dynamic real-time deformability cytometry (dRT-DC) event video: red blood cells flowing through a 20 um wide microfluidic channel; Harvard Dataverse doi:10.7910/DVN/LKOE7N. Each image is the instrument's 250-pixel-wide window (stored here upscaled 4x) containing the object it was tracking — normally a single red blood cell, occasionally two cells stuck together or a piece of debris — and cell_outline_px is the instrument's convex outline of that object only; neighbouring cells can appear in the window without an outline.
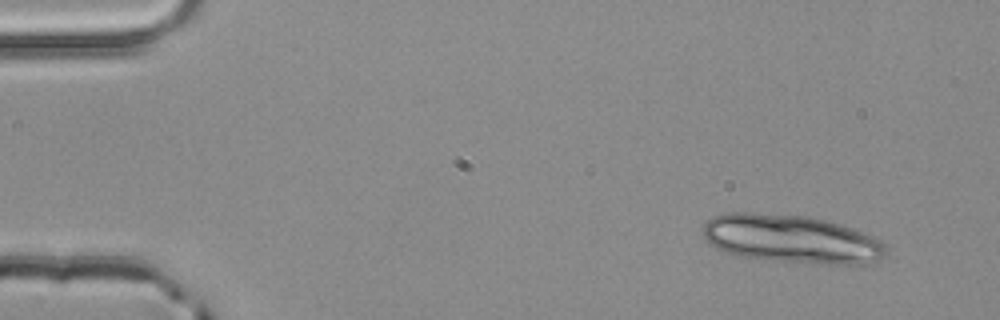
{"species": "common noctule bat (a hibernating species)", "species_latin": "Nyctalus noctula", "temperature_condition": "room temperature", "stored_images_in_passage": 3, "camera_frame_rate_fps": 3000, "um_per_image_px": 0.085, "animal": {"sex": "male", "body_mass_g": 20.4}, "frame": {"image": 1, "passage_image": 1, "time_ms": 0.0, "image_size_px": [1000, 320], "cell_outline_px": [[888, 248], [884, 256], [880, 260], [868, 264], [824, 264], [780, 260], [744, 256], [724, 252], [708, 244], [704, 236], [704, 224], [712, 216], [728, 212], [752, 212], [808, 216], [840, 224], [876, 236]], "centroid_in_image_um": [67.3, 20.3], "position_along_channel_um": 17.7, "area_um2": 51.62}}